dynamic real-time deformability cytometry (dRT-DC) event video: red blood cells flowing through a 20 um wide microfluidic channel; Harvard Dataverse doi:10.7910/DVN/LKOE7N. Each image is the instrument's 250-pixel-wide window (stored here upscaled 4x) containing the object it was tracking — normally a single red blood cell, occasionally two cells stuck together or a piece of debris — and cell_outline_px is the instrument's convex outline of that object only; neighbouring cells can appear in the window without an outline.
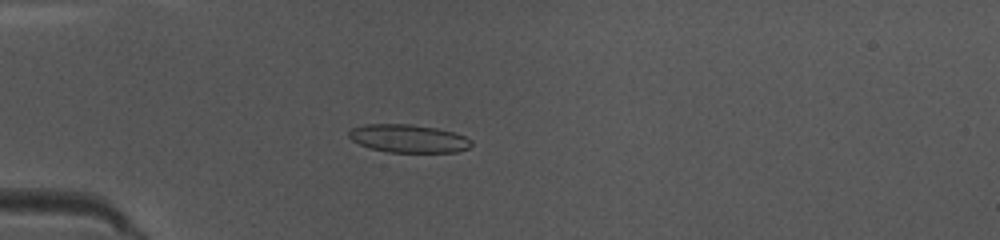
{"species": "common noctule bat (a hibernating species)", "species_latin": "Nyctalus noctula", "temperature_condition": "warm", "stored_images_in_passage": 49, "camera_frame_rate_fps": 3000, "um_per_image_px": 0.085, "animal": {"sex": "female", "body_mass_g": 10.0, "forearm_length_mm": 53.1}, "frame": {"image": 1, "passage_image": 14, "time_ms": 4.333, "image_size_px": [1000, 240], "cell_outline_px": [[472, 144], [468, 148], [456, 152], [388, 152], [372, 148], [360, 144], [352, 140], [348, 136], [348, 132], [352, 128], [364, 124], [408, 124], [436, 128], [452, 132], [464, 136], [472, 140]], "centroid_in_image_um": [34.71, 11.77], "position_along_channel_um": 50.3, "area_um2": 19.88}}
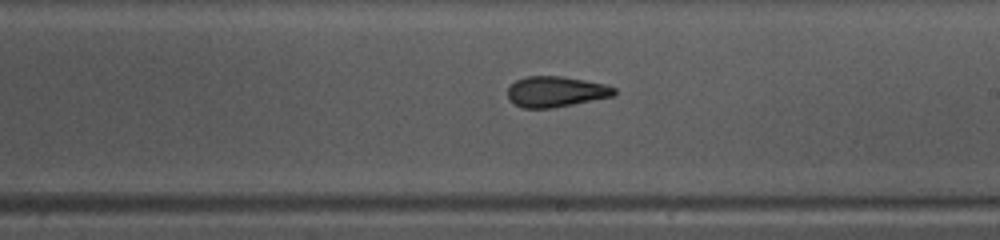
{"frame": {"image": 2, "passage_image": 29, "time_ms": 9.333, "image_size_px": [1000, 240], "cell_outline_px": [[616, 96], [552, 108], [520, 108], [508, 100], [508, 88], [516, 80], [528, 76], [564, 76], [604, 84], [616, 88]], "centroid_in_image_um": [47.25, 7.8], "position_along_channel_um": 241.8, "area_um2": 19.19}}
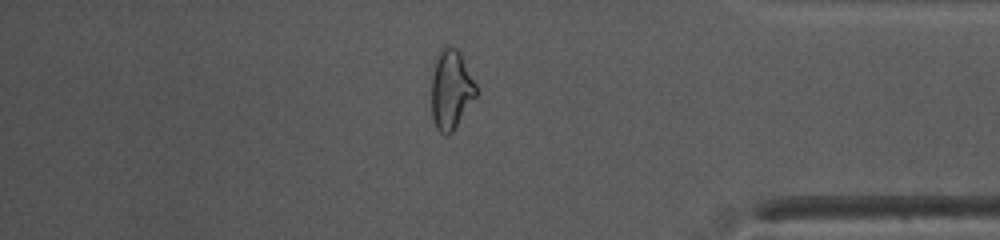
{"frame": {"image": 3, "passage_image": 42, "time_ms": 13.667, "image_size_px": [1000, 240], "cell_outline_px": [[476, 96], [452, 132], [448, 136], [440, 132], [436, 128], [432, 120], [432, 76], [436, 60], [440, 48], [456, 48], [460, 52], [476, 84]], "centroid_in_image_um": [38.33, 7.65], "position_along_channel_um": 396.9, "area_um2": 20.35}, "authors_computed_cell_mechanics": {"area_um2": 19.941, "velocity_mm_per_s": 4.0733, "shape_relaxation_time_tau1_ms": null, "shape_relaxation_time_tau2_ms": 1.8731, "deformation_change_tau1": null, "deformation_change_tau2": 0.0984}}